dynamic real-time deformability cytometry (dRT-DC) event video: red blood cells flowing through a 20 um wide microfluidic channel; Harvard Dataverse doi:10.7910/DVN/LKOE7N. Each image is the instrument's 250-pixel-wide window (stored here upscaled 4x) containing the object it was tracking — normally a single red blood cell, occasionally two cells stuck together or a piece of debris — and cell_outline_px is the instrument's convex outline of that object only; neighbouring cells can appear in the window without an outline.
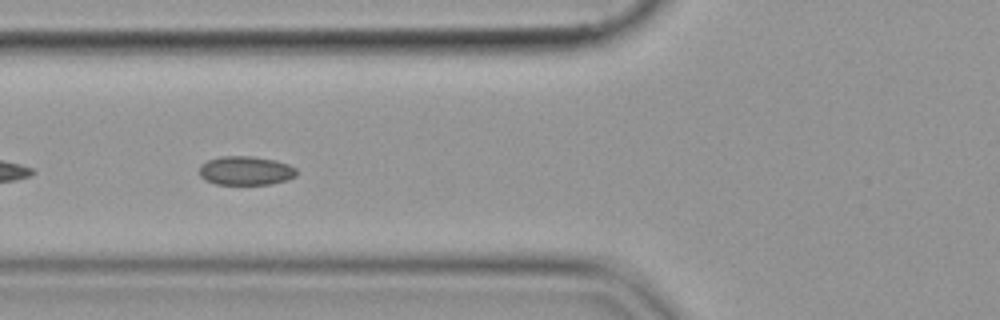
{"species": "common noctule bat (a hibernating species)", "species_latin": "Nyctalus noctula", "temperature_condition": "cold", "stored_images_in_passage": 39, "camera_frame_rate_fps": 3000, "um_per_image_px": 0.085, "animal": {"sex": "female", "body_mass_g": 19.9}, "frame": {"image": 1, "passage_image": 5, "time_ms": 1.333, "image_size_px": [1000, 320], "cell_outline_px": [[296, 176], [288, 180], [272, 184], [216, 184], [204, 180], [200, 176], [200, 164], [208, 160], [220, 156], [252, 156], [272, 160], [288, 164], [296, 168]], "centroid_in_image_um": [20.87, 14.51], "position_along_channel_um": 104.9, "area_um2": 16.42}}
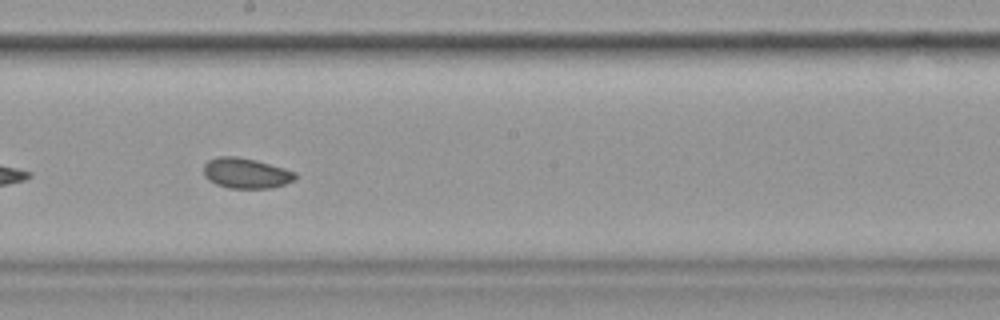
{"frame": {"image": 2, "passage_image": 15, "time_ms": 4.667, "image_size_px": [1000, 320], "cell_outline_px": [[296, 180], [272, 188], [228, 188], [216, 184], [208, 180], [204, 176], [204, 164], [208, 160], [220, 156], [236, 156], [256, 160], [284, 168], [296, 172]], "centroid_in_image_um": [20.91, 14.72], "position_along_channel_um": 227.3, "area_um2": 16.3}}
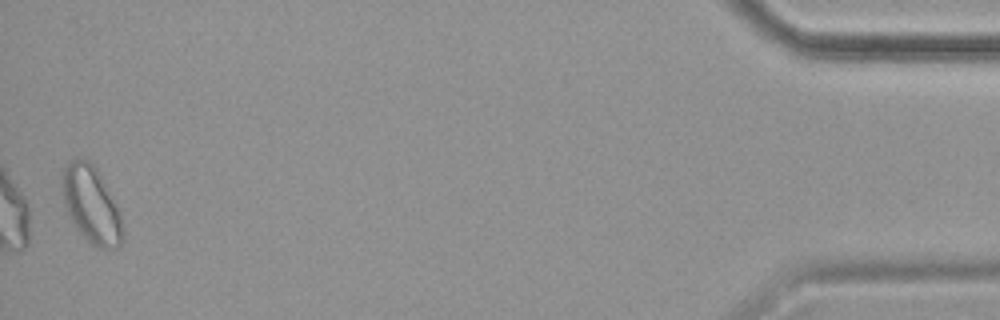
{"frame": {"image": 3, "passage_image": 38, "time_ms": 12.333, "image_size_px": [1000, 320], "cell_outline_px": [[124, 240], [120, 248], [100, 248], [92, 244], [80, 232], [72, 220], [64, 204], [64, 164], [80, 156], [88, 160], [96, 168], [120, 212], [124, 228]], "centroid_in_image_um": [7.82, 17.43], "position_along_channel_um": 427.4, "area_um2": 26.65}}